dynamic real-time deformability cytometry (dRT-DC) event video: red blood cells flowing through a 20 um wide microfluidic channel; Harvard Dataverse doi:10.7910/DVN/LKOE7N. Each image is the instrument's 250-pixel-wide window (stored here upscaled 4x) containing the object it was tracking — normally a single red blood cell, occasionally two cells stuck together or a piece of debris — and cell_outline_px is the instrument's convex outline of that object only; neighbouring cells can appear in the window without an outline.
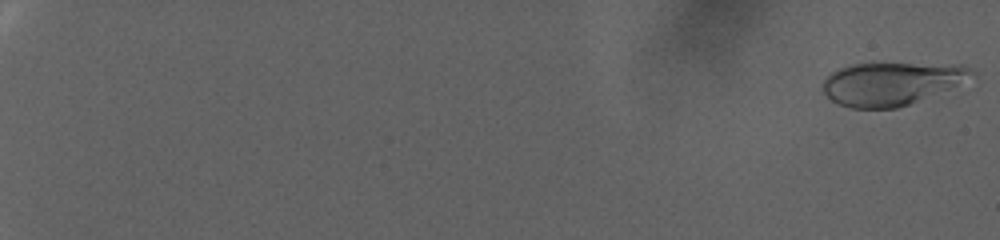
{"species": "human", "species_latin": "Homo sapiens", "temperature_condition": "warm", "stored_images_in_passage": 91, "camera_frame_rate_fps": 3000, "um_per_image_px": 0.085, "donor": {"sex": "female"}, "frame": {"image": 1, "passage_image": 1, "time_ms": 0.0, "image_size_px": [1000, 240], "cell_outline_px": [[976, 76], [908, 104], [896, 108], [852, 108], [840, 104], [832, 100], [824, 92], [824, 80], [832, 72], [840, 68], [852, 64], [964, 64], [976, 72]], "centroid_in_image_um": [75.78, 7.09], "position_along_channel_um": 9.2, "area_um2": 36.53}}
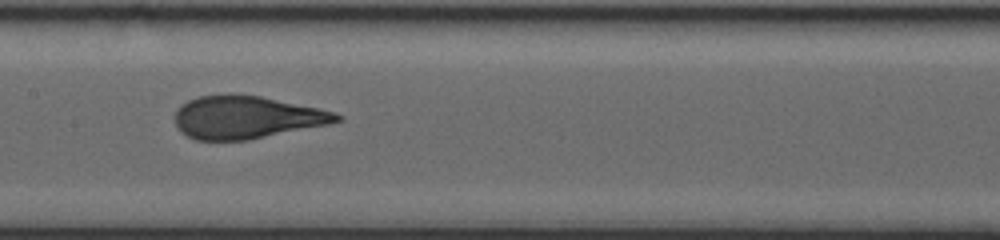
{"frame": {"image": 2, "passage_image": 54, "time_ms": 17.667, "image_size_px": [1000, 240], "cell_outline_px": [[344, 120], [328, 124], [248, 140], [196, 140], [180, 132], [176, 124], [176, 112], [180, 104], [188, 100], [200, 96], [228, 92], [232, 92], [260, 96], [336, 112], [344, 116]], "centroid_in_image_um": [20.94, 9.95], "position_along_channel_um": 186.5, "area_um2": 40.52}}
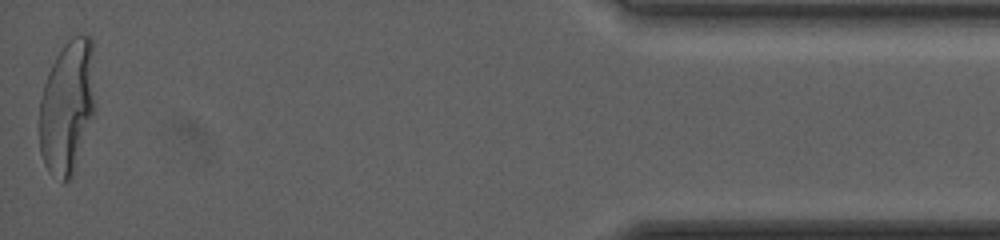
{"frame": {"image": 3, "passage_image": 91, "time_ms": 30.0, "image_size_px": [1000, 240], "cell_outline_px": [[96, 108], [76, 168], [72, 176], [64, 184], [48, 172], [44, 164], [40, 152], [40, 100], [44, 84], [48, 72], [56, 56], [64, 44], [72, 36], [80, 32], [92, 36]], "centroid_in_image_um": [5.75, 9.07], "position_along_channel_um": 429.5, "area_um2": 44.51}, "authors_computed_cell_mechanics": {"area_um2": 39.882, "velocity_mm_per_s": 2.472, "shape_relaxation_time_tau1_ms": 7.7713, "shape_relaxation_time_tau2_ms": null, "deformation_change_tau1": 0.2505, "deformation_change_tau2": null}}